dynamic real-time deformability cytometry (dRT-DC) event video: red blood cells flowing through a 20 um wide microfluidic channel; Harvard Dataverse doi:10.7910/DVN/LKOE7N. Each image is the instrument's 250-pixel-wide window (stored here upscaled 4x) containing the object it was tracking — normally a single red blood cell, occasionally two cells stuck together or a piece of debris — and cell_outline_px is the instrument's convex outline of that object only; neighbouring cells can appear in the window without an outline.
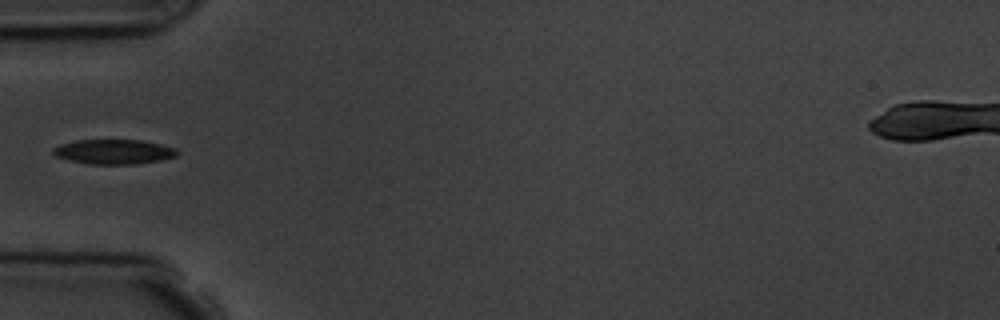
{"species": "common noctule bat (a hibernating species)", "species_latin": "Nyctalus noctula", "temperature_condition": "room temperature", "stored_images_in_passage": 5, "camera_frame_rate_fps": 3000, "um_per_image_px": 0.085, "animal": {"sex": "male", "body_mass_g": 19.5, "forearm_length_mm": 54.6}, "frame": {"image": 1, "passage_image": 5, "time_ms": 4.667, "image_size_px": [1000, 320], "cell_outline_px": [[180, 152], [176, 156], [160, 160], [136, 164], [88, 164], [68, 160], [56, 156], [52, 152], [52, 148], [76, 140], [140, 140], [160, 144], [176, 148]], "centroid_in_image_um": [9.69, 12.9], "position_along_channel_um": 75.3, "area_um2": 17.8}}